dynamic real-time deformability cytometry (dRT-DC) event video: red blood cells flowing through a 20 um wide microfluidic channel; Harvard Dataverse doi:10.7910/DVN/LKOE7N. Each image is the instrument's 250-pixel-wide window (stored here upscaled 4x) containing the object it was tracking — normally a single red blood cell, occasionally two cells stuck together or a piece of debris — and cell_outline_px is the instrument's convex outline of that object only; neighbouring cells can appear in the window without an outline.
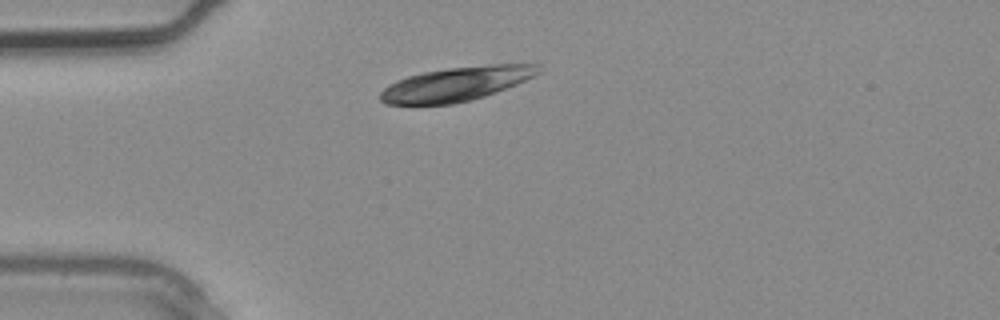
{"species": "common noctule bat (a hibernating species)", "species_latin": "Nyctalus noctula", "temperature_condition": "warm", "stored_images_in_passage": 1, "camera_frame_rate_fps": 3000, "um_per_image_px": 0.085, "animal": {"sex": "male", "body_mass_g": 20.4}, "frame": {"image": 1, "passage_image": 1, "time_ms": 0.0, "image_size_px": [1000, 320], "cell_outline_px": [[540, 72], [516, 84], [496, 92], [484, 96], [452, 104], [384, 104], [380, 100], [380, 92], [388, 84], [396, 80], [408, 76], [424, 72], [448, 68], [488, 64], [540, 64]], "centroid_in_image_um": [38.75, 7.13], "position_along_channel_um": 46.3, "area_um2": 31.15}}